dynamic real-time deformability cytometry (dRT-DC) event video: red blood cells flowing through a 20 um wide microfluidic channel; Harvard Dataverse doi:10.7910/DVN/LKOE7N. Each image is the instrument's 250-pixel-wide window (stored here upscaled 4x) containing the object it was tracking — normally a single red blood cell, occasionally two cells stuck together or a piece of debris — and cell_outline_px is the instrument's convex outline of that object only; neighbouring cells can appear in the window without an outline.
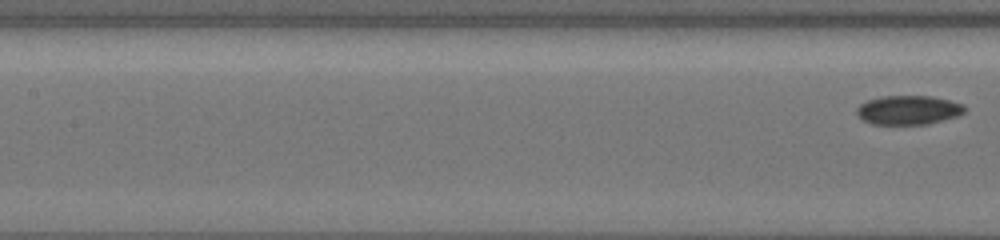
{"species": "common noctule bat (a hibernating species)", "species_latin": "Nyctalus noctula", "temperature_condition": "cold", "stored_images_in_passage": 8, "camera_frame_rate_fps": 3000, "um_per_image_px": 0.085, "animal": {"sex": "female", "body_mass_g": 19.5, "forearm_length_mm": 54.1}, "frame": {"image": 1, "passage_image": 8, "time_ms": 6.667, "image_size_px": [1000, 240], "cell_outline_px": [[968, 108], [964, 112], [956, 116], [928, 124], [872, 124], [864, 120], [856, 112], [856, 108], [860, 104], [868, 100], [884, 96], [932, 96], [964, 104]], "centroid_in_image_um": [77.24, 9.35], "position_along_channel_um": 130.2, "area_um2": 18.21}}